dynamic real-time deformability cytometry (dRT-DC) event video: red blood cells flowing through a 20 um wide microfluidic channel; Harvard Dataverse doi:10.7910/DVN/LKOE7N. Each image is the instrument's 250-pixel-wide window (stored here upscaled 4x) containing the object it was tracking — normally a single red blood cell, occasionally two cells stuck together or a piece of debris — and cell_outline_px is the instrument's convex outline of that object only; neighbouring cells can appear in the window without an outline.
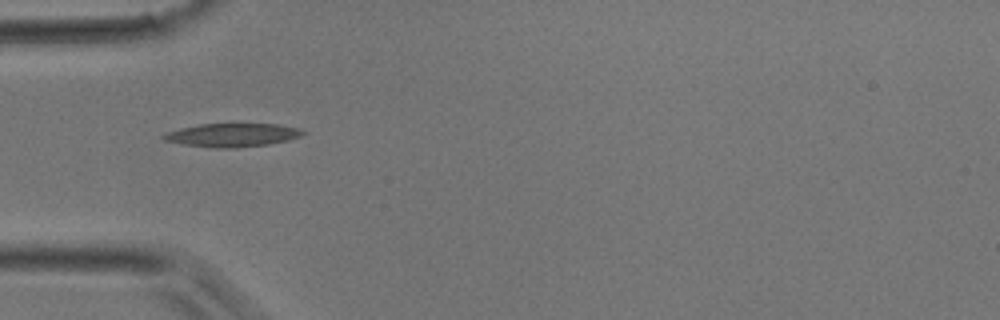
{"species": "common noctule bat (a hibernating species)", "species_latin": "Nyctalus noctula", "temperature_condition": "room temperature", "stored_images_in_passage": 5, "camera_frame_rate_fps": 3000, "um_per_image_px": 0.085, "animal": {"sex": "male", "body_mass_g": 17.9}, "frame": {"image": 1, "passage_image": 4, "time_ms": 3.333, "image_size_px": [1000, 320], "cell_outline_px": [[308, 132], [300, 136], [288, 140], [268, 144], [236, 148], [212, 148], [180, 144], [164, 140], [160, 136], [168, 132], [180, 128], [200, 124], [276, 124], [300, 128]], "centroid_in_image_um": [19.74, 11.48], "position_along_channel_um": 65.3, "area_um2": 19.13}}
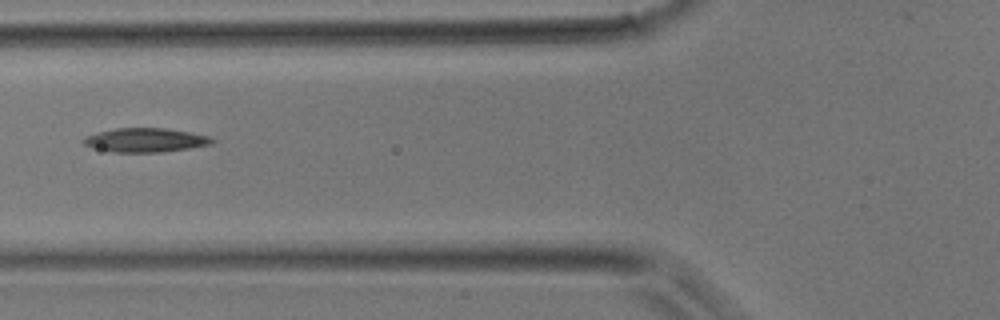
{"frame": {"image": 2, "passage_image": 5, "time_ms": 4.333, "image_size_px": [1000, 320], "cell_outline_px": [[216, 140], [212, 144], [188, 148], [160, 152], [112, 152], [92, 148], [84, 144], [80, 140], [84, 136], [116, 128], [164, 128], [192, 132], [208, 136]], "centroid_in_image_um": [12.33, 11.91], "position_along_channel_um": 113.5, "area_um2": 18.03}}